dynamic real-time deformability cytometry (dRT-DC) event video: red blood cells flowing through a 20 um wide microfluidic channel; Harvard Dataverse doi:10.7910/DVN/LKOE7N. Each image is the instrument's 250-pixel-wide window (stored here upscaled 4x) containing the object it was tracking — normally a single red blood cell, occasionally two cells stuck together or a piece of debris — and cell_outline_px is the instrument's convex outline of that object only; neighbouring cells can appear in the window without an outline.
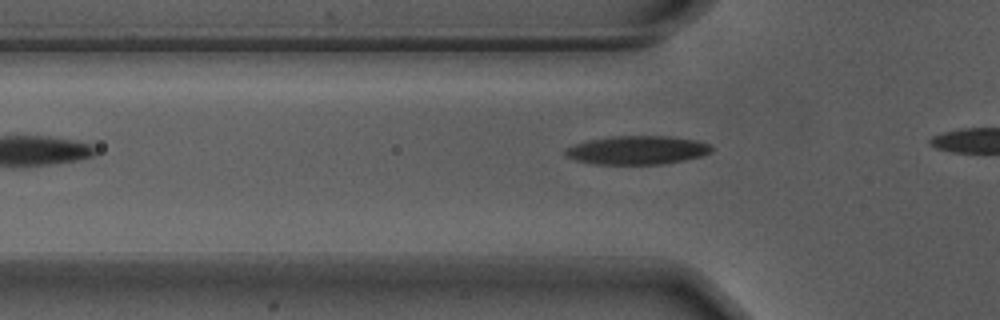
{"species": "Egyptian fruit bat (a non-hibernating species)", "species_latin": "Rousettus aegyptiacus", "temperature_condition": "warm", "stored_images_in_passage": 8, "camera_frame_rate_fps": 3000, "um_per_image_px": 0.085, "animal": {"sex": "male"}, "frame": {"image": 1, "passage_image": 2, "time_ms": 0.333, "image_size_px": [1000, 320], "cell_outline_px": [[712, 152], [700, 156], [684, 160], [664, 164], [596, 164], [576, 160], [568, 156], [564, 152], [568, 148], [576, 144], [592, 140], [612, 136], [668, 136], [696, 140], [708, 144], [712, 148]], "centroid_in_image_um": [54.21, 12.76], "position_along_channel_um": 71.6, "area_um2": 23.99}}
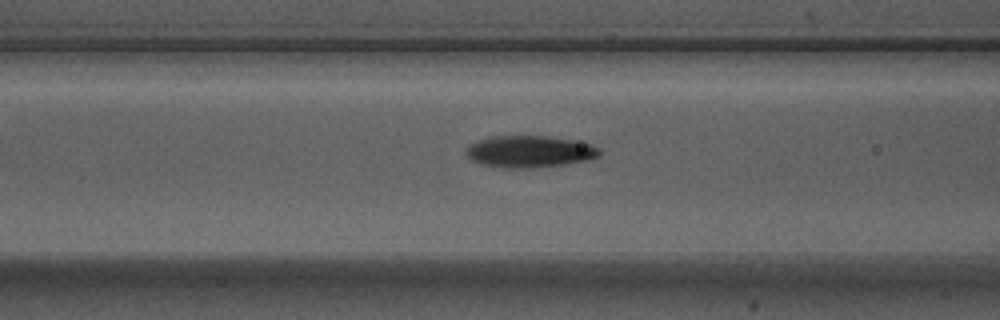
{"frame": {"image": 2, "passage_image": 6, "time_ms": 1.667, "image_size_px": [1000, 320], "cell_outline_px": [[600, 152], [596, 156], [588, 160], [564, 164], [528, 168], [504, 168], [480, 164], [472, 160], [464, 152], [468, 144], [492, 136], [544, 136], [592, 144], [600, 148]], "centroid_in_image_um": [44.96, 12.89], "position_along_channel_um": 121.6, "area_um2": 24.51}}